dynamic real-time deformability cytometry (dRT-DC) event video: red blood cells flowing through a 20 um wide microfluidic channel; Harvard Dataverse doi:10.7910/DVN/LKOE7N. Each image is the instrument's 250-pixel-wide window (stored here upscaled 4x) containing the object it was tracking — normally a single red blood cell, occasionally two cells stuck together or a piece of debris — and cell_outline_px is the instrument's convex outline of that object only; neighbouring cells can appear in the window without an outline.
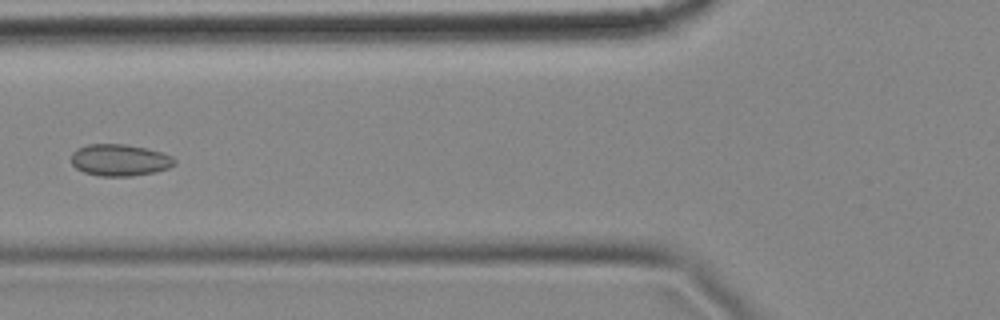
{"species": "common noctule bat (a hibernating species)", "species_latin": "Nyctalus noctula", "temperature_condition": "cold", "stored_images_in_passage": 9, "camera_frame_rate_fps": 3000, "um_per_image_px": 0.085, "animal": {"sex": "female", "body_mass_g": 18.4}, "frame": {"image": 1, "passage_image": 7, "time_ms": 2.0, "image_size_px": [1000, 320], "cell_outline_px": [[176, 164], [168, 168], [156, 172], [132, 176], [100, 176], [84, 172], [76, 168], [72, 164], [72, 152], [76, 148], [88, 144], [128, 144], [148, 148], [172, 156], [176, 160]], "centroid_in_image_um": [10.19, 13.6], "position_along_channel_um": 115.6, "area_um2": 19.31}}
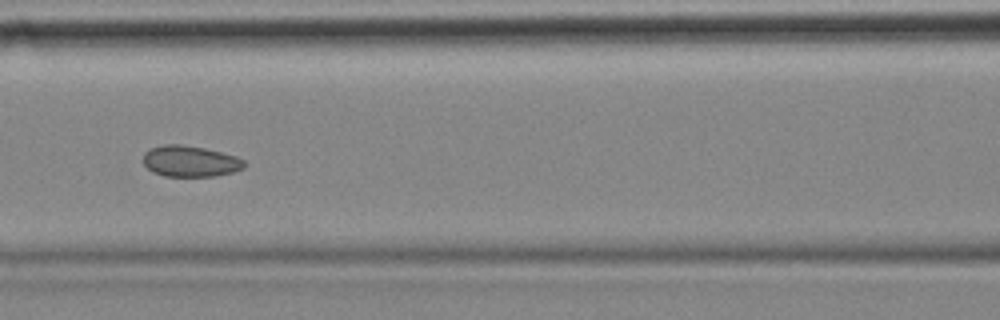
{"frame": {"image": 2, "passage_image": 8, "time_ms": 2.333, "image_size_px": [1000, 320], "cell_outline_px": [[248, 164], [244, 168], [232, 172], [216, 176], [164, 176], [152, 172], [144, 164], [144, 152], [152, 148], [164, 144], [180, 144], [204, 148], [236, 156], [244, 160]], "centroid_in_image_um": [16.19, 13.71], "position_along_channel_um": 150.4, "area_um2": 18.32}}
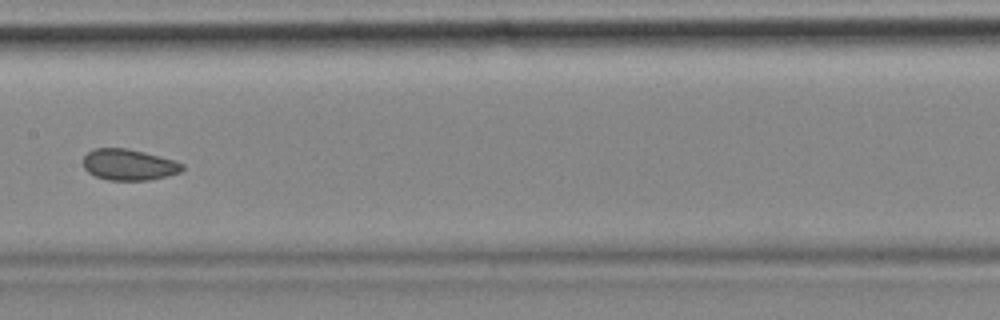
{"frame": {"image": 3, "passage_image": 9, "time_ms": 2.667, "image_size_px": [1000, 320], "cell_outline_px": [[184, 168], [180, 172], [148, 180], [108, 180], [96, 176], [88, 172], [84, 168], [84, 156], [92, 148], [128, 148], [176, 160], [184, 164]], "centroid_in_image_um": [10.95, 13.99], "position_along_channel_um": 196.4, "area_um2": 17.98}}